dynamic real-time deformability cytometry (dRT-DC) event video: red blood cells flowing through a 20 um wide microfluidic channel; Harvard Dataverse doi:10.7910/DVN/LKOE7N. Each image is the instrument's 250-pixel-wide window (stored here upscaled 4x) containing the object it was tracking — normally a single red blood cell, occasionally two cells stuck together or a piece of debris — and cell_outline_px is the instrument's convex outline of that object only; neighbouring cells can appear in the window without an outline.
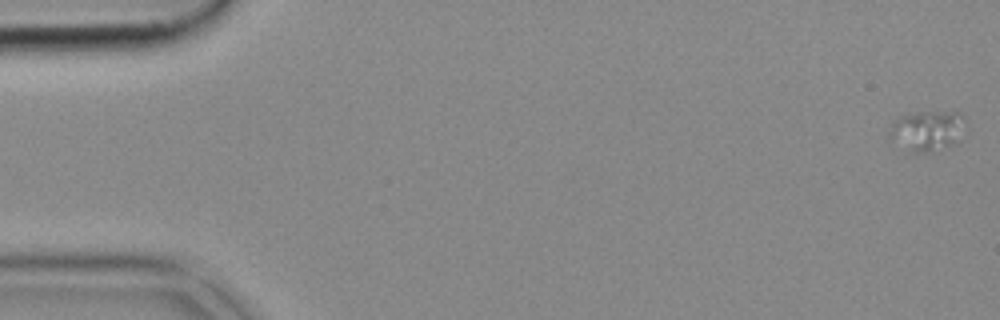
{"species": "common noctule bat (a hibernating species)", "species_latin": "Nyctalus noctula", "temperature_condition": "cold", "stored_images_in_passage": 54, "camera_frame_rate_fps": 3000, "um_per_image_px": 0.085, "animal": {"sex": "female", "body_mass_g": 18.4}, "frame": {"image": 1, "passage_image": 1, "time_ms": 0.0, "image_size_px": [1000, 320], "cell_outline_px": [[968, 132], [956, 144], [924, 152], [916, 152], [892, 140], [888, 136], [888, 132], [892, 120], [900, 116], [920, 112], [960, 112], [964, 116], [968, 128]], "centroid_in_image_um": [78.91, 11.07], "position_along_channel_um": 6.1, "area_um2": 18.15}}
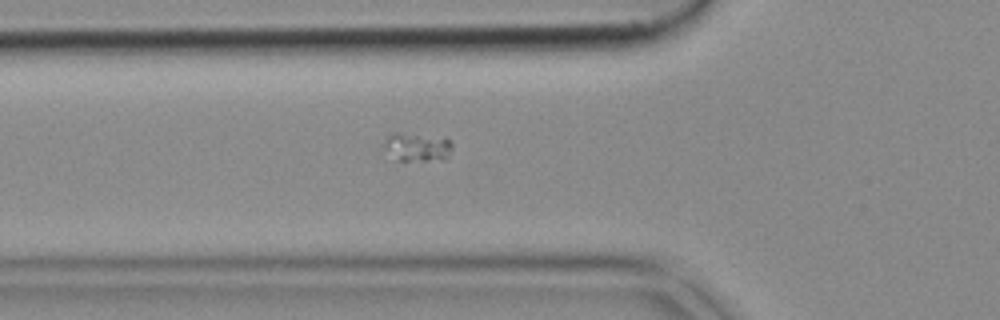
{"frame": {"image": 2, "passage_image": 19, "time_ms": 6.0, "image_size_px": [1000, 320], "cell_outline_px": [[452, 148], [448, 156], [424, 160], [400, 160], [384, 144], [388, 136], [392, 132], [396, 132], [448, 136], [452, 144]], "centroid_in_image_um": [35.56, 12.41], "position_along_channel_um": 90.2, "area_um2": 10.98}}
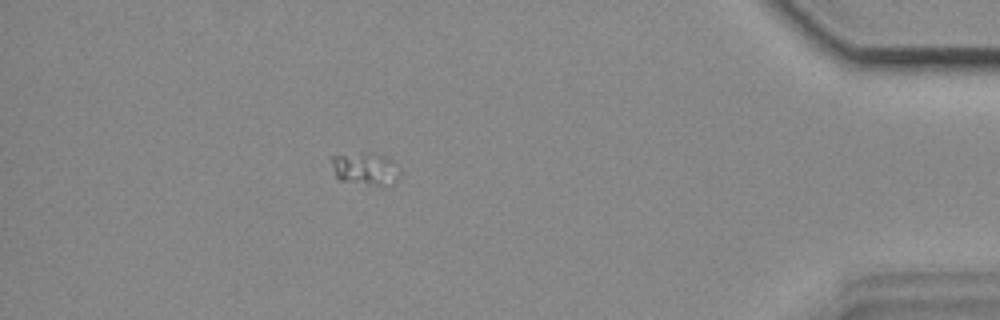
{"frame": {"image": 3, "passage_image": 48, "time_ms": 15.667, "image_size_px": [1000, 320], "cell_outline_px": [[400, 176], [396, 180], [380, 184], [368, 184], [340, 180], [336, 176], [328, 156], [376, 152], [392, 160], [400, 168]], "centroid_in_image_um": [31.03, 14.3], "position_along_channel_um": 404.2, "area_um2": 12.77}}